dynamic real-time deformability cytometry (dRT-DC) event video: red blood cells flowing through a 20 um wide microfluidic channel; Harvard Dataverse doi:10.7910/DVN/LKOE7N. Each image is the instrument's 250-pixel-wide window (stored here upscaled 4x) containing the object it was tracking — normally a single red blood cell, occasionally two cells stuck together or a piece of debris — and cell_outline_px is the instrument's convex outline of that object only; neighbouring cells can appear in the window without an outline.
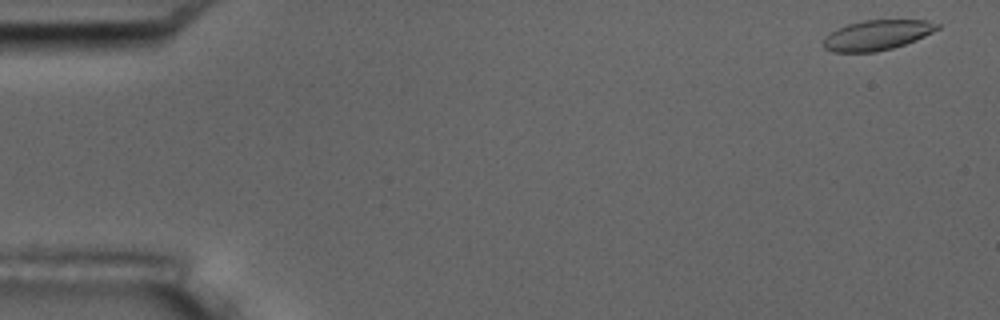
{"species": "common noctule bat (a hibernating species)", "species_latin": "Nyctalus noctula", "temperature_condition": "room temperature", "stored_images_in_passage": 7, "camera_frame_rate_fps": 3000, "um_per_image_px": 0.085, "animal": {"sex": "male", "body_mass_g": 17.5, "forearm_length_mm": 52.3}, "frame": {"image": 1, "passage_image": 1, "time_ms": 0.0, "image_size_px": [1000, 320], "cell_outline_px": [[940, 28], [916, 40], [892, 48], [876, 52], [832, 52], [824, 48], [824, 36], [848, 24], [864, 20], [928, 20], [940, 24]], "centroid_in_image_um": [74.56, 2.98], "position_along_channel_um": 10.4, "area_um2": 19.83}}